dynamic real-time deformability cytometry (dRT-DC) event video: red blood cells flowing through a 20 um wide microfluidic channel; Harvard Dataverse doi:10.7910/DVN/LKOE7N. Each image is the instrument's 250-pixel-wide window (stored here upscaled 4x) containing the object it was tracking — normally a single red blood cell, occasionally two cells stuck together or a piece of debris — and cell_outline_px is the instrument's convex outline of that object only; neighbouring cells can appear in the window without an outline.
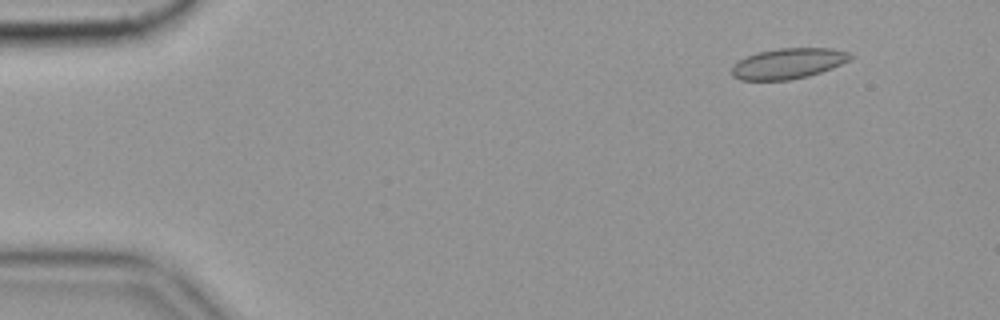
{"species": "common noctule bat (a hibernating species)", "species_latin": "Nyctalus noctula", "temperature_condition": "cold", "stored_images_in_passage": 53, "camera_frame_rate_fps": 3000, "um_per_image_px": 0.085, "animal": {"sex": "female", "body_mass_g": 19.9}, "frame": {"image": 1, "passage_image": 1, "time_ms": 0.0, "image_size_px": [1000, 320], "cell_outline_px": [[852, 56], [848, 60], [832, 68], [808, 76], [788, 80], [740, 80], [732, 76], [732, 64], [756, 52], [776, 48], [832, 48], [848, 52]], "centroid_in_image_um": [66.95, 5.39], "position_along_channel_um": 18.0, "area_um2": 21.04}}